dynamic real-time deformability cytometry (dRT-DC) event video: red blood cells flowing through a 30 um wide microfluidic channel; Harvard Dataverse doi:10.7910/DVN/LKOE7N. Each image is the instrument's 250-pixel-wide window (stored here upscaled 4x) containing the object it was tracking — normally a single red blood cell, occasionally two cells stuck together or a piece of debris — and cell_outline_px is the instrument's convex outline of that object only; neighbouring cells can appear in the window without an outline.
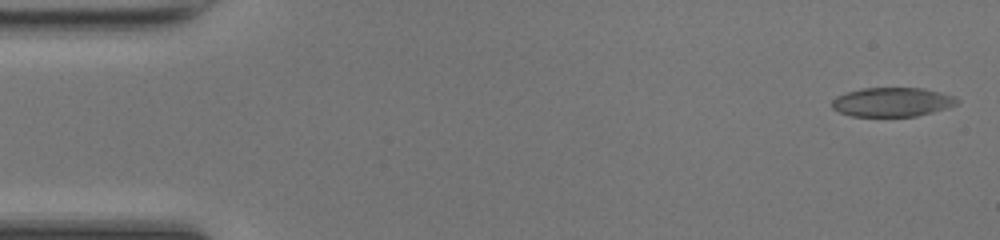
{"species": "common noctule bat (a hibernating species)", "species_latin": "Nyctalus noctula", "temperature_condition": "room temperature", "stored_images_in_passage": 48, "camera_frame_rate_fps": 3000, "um_per_image_px": 0.085, "animal": {"sex": "female", "body_mass_g": 17.0, "forearm_length_mm": 48.0}, "frame": {"image": 1, "passage_image": 1, "time_ms": 0.0, "image_size_px": [1000, 240], "cell_outline_px": [[960, 104], [948, 108], [916, 116], [852, 116], [840, 112], [832, 108], [832, 100], [836, 96], [848, 92], [864, 88], [924, 88], [956, 96], [960, 100]], "centroid_in_image_um": [75.9, 8.67], "position_along_channel_um": 9.1, "area_um2": 21.33}}
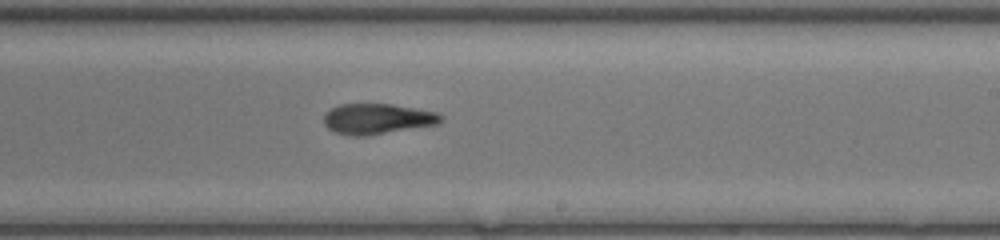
{"frame": {"image": 2, "passage_image": 28, "time_ms": 9.0, "image_size_px": [1000, 240], "cell_outline_px": [[444, 120], [436, 124], [364, 136], [352, 136], [336, 132], [328, 128], [324, 124], [324, 112], [340, 104], [392, 104], [436, 112], [444, 116]], "centroid_in_image_um": [32.05, 10.09], "position_along_channel_um": 256.9, "area_um2": 20.63}}
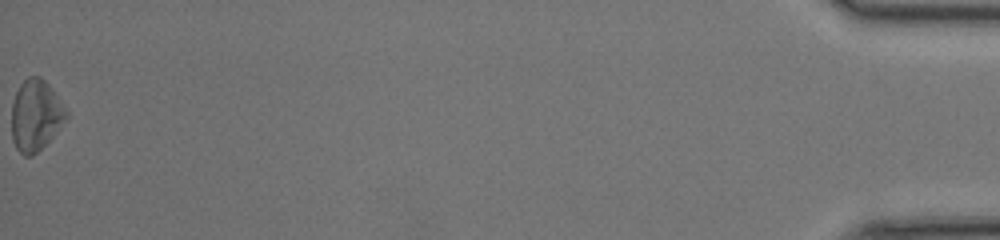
{"frame": {"image": 3, "passage_image": 48, "time_ms": 15.667, "image_size_px": [1000, 240], "cell_outline_px": [[68, 116], [52, 136], [32, 156], [24, 156], [16, 148], [12, 140], [12, 104], [16, 92], [20, 84], [28, 76], [40, 76], [48, 84], [68, 112]], "centroid_in_image_um": [3.01, 9.79], "position_along_channel_um": 432.2, "area_um2": 22.25}, "authors_computed_cell_mechanics": {"area_um2": 21.7039, "velocity_mm_per_s": 4.2791, "shape_relaxation_time_tau1_ms": 9.5426, "shape_relaxation_time_tau2_ms": 6.6948, "deformation_change_tau1": 0.1917, "deformation_change_tau2": 0.1639}}